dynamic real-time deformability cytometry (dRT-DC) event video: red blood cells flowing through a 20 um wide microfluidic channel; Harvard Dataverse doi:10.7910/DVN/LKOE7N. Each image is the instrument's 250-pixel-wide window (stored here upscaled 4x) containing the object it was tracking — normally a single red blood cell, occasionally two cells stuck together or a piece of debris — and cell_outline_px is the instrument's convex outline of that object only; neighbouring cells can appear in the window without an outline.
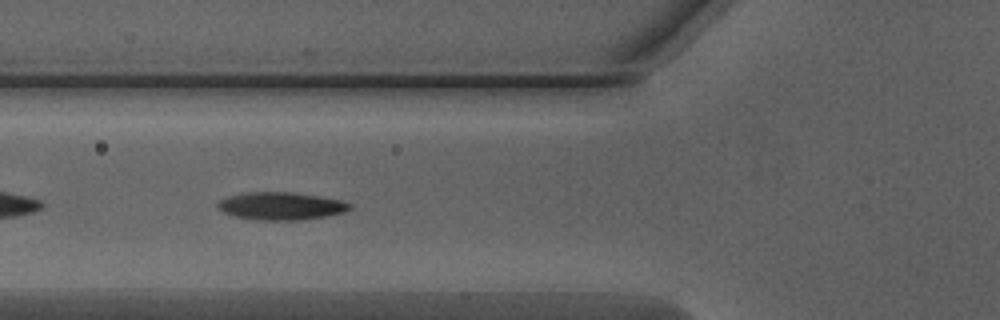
{"species": "Egyptian fruit bat (a non-hibernating species)", "species_latin": "Rousettus aegyptiacus", "temperature_condition": "warm", "stored_images_in_passage": 38, "camera_frame_rate_fps": 3000, "um_per_image_px": 0.085, "animal": {"sex": "male"}, "frame": {"image": 1, "passage_image": 5, "time_ms": 1.333, "image_size_px": [1000, 320], "cell_outline_px": [[352, 208], [344, 212], [324, 216], [300, 220], [264, 220], [236, 216], [224, 212], [216, 208], [216, 204], [220, 200], [228, 196], [244, 192], [292, 192], [340, 200], [352, 204]], "centroid_in_image_um": [23.86, 17.5], "position_along_channel_um": 101.9, "area_um2": 21.1}}
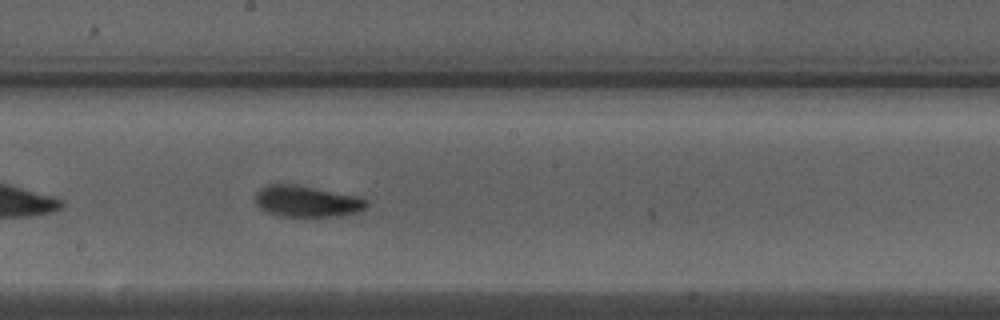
{"frame": {"image": 2, "passage_image": 14, "time_ms": 4.333, "image_size_px": [1000, 320], "cell_outline_px": [[368, 204], [360, 212], [340, 216], [280, 216], [268, 212], [260, 208], [256, 204], [256, 192], [260, 188], [268, 184], [296, 184], [364, 196], [368, 200]], "centroid_in_image_um": [26.15, 17.09], "position_along_channel_um": 222.1, "area_um2": 20.69}}
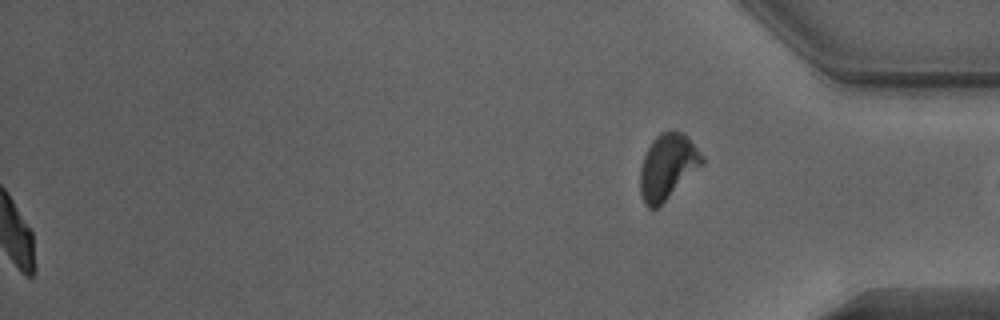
{"frame": {"image": 3, "passage_image": 38, "time_ms": 12.333, "image_size_px": [1000, 320], "cell_outline_px": [[704, 164], [656, 208], [648, 208], [644, 204], [640, 192], [640, 168], [644, 156], [652, 140], [660, 132], [672, 128], [676, 128], [684, 132], [688, 136], [704, 156]], "centroid_in_image_um": [56.76, 14.09], "position_along_channel_um": 378.4, "area_um2": 23.87}, "authors_computed_cell_mechanics": {"area_um2": 20.0277, "velocity_mm_per_s": 4.0083, "shape_relaxation_time_tau1_ms": 2.1233, "shape_relaxation_time_tau2_ms": 3.6647, "deformation_change_tau1": 0.1222, "deformation_change_tau2": 0.1072}}